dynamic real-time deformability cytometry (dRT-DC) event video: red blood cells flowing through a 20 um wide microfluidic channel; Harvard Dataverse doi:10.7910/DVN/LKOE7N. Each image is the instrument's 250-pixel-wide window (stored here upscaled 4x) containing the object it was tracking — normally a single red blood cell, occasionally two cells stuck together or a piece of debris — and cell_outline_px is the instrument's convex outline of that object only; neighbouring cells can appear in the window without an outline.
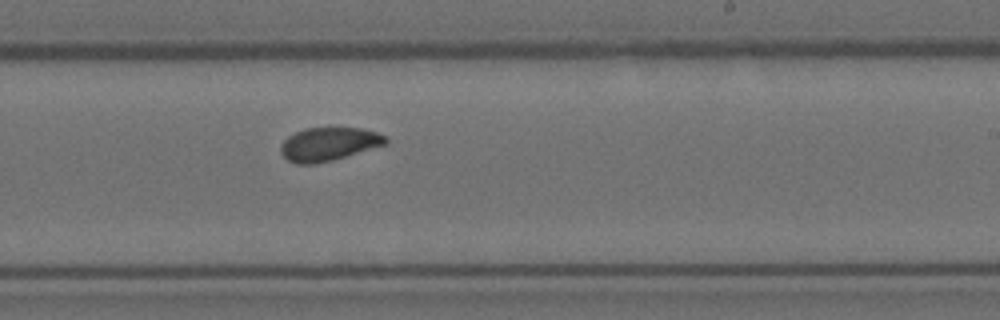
{"species": "Egyptian fruit bat (a non-hibernating species)", "species_latin": "Rousettus aegyptiacus", "temperature_condition": "room temperature", "stored_images_in_passage": 10, "camera_frame_rate_fps": 3000, "um_per_image_px": 0.085, "animal": {"sex": "female"}, "frame": {"image": 1, "passage_image": 10, "time_ms": 3.0, "image_size_px": [1000, 320], "cell_outline_px": [[388, 144], [332, 160], [316, 164], [296, 164], [288, 160], [280, 152], [280, 144], [288, 136], [304, 128], [360, 128], [376, 132], [384, 136], [388, 140]], "centroid_in_image_um": [27.92, 12.25], "position_along_channel_um": 261.1, "area_um2": 20.4}}